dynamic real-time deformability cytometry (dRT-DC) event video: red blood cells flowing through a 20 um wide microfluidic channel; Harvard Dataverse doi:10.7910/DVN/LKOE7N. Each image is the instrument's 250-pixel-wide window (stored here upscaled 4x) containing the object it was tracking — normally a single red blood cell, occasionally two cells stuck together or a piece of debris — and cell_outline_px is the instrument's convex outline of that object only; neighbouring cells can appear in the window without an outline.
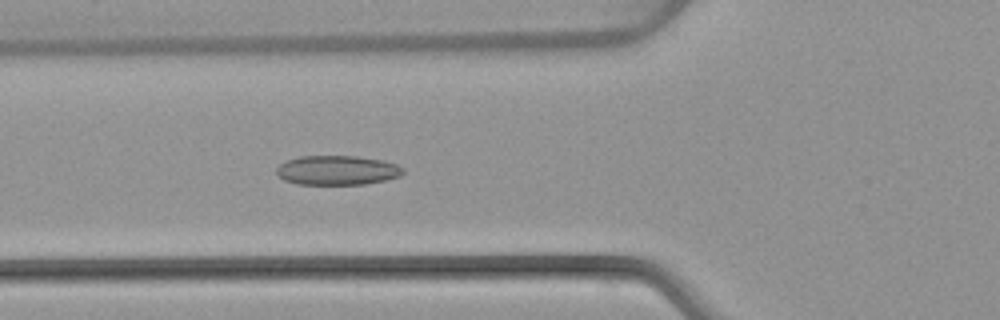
{"species": "common noctule bat (a hibernating species)", "species_latin": "Nyctalus noctula", "temperature_condition": "warm", "stored_images_in_passage": 4, "camera_frame_rate_fps": 3000, "um_per_image_px": 0.085, "animal": {"sex": "female", "body_mass_g": 22.7, "forearm_length_mm": 54.2}, "frame": {"image": 1, "passage_image": 4, "time_ms": 3.667, "image_size_px": [1000, 320], "cell_outline_px": [[404, 172], [400, 176], [384, 180], [364, 184], [296, 184], [284, 180], [276, 172], [276, 168], [280, 164], [288, 160], [300, 156], [356, 156], [384, 160], [396, 164], [404, 168]], "centroid_in_image_um": [28.67, 14.47], "position_along_channel_um": 97.1, "area_um2": 21.68}}